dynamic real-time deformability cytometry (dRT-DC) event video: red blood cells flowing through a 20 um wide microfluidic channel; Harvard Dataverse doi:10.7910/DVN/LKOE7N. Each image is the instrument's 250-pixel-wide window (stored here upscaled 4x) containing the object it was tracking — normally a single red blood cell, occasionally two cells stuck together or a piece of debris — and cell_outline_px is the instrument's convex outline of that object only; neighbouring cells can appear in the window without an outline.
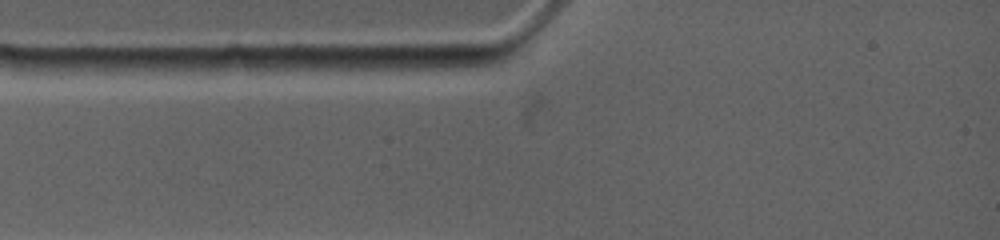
{"species": "common noctule bat (a hibernating species)", "species_latin": "Nyctalus noctula", "temperature_condition": "warm", "stored_images_in_passage": 1, "camera_frame_rate_fps": 4500, "um_per_image_px": 0.085, "animal": {"sex": "female", "body_mass_g": 19.0, "forearm_length_mm": 53.3}, "frame": {"image": 1, "passage_image": 1, "time_ms": 0.0, "image_size_px": [1000, 240], "cell_outline_px": [[488, 64], [452, 72], [400, 72], [360, 68], [376, 56], [476, 56], [484, 60]], "centroid_in_image_um": [36.03, 5.41], "position_along_channel_um": 49.0, "area_um2": 12.2}}